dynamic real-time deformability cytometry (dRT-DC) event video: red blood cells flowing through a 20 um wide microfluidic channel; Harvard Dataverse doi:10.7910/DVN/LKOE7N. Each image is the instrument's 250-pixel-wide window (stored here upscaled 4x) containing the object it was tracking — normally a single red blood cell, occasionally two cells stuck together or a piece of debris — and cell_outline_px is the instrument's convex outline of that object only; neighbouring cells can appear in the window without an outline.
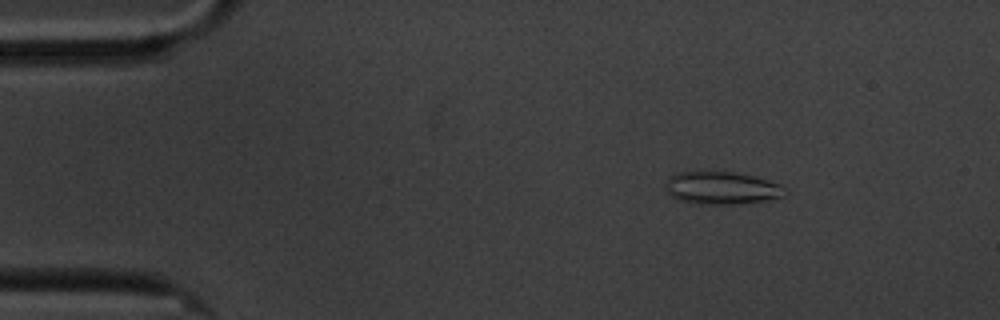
{"species": "common noctule bat (a hibernating species)", "species_latin": "Nyctalus noctula", "temperature_condition": "cold", "stored_images_in_passage": 9, "camera_frame_rate_fps": 3000, "um_per_image_px": 0.085, "animal": {"sex": "male", "body_mass_g": 20.1, "forearm_length_mm": 53.5}, "frame": {"image": 1, "passage_image": 3, "time_ms": 2.333, "image_size_px": [1000, 320], "cell_outline_px": [[788, 192], [784, 196], [768, 200], [744, 204], [696, 204], [676, 200], [664, 188], [668, 176], [676, 172], [736, 172], [768, 180], [780, 184], [788, 188]], "centroid_in_image_um": [61.36, 15.99], "position_along_channel_um": 23.6, "area_um2": 23.18}}
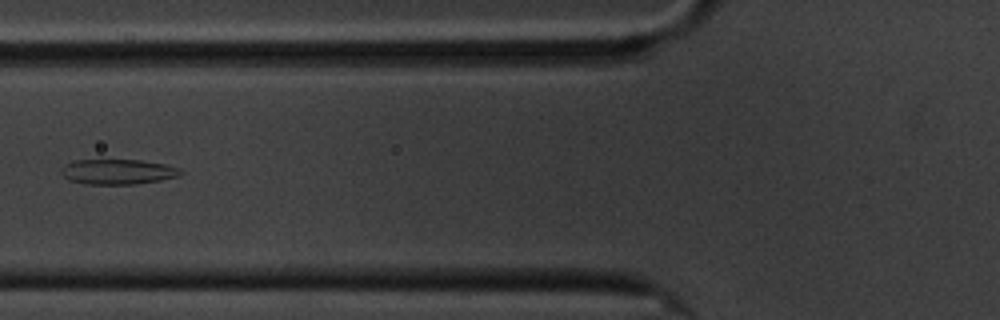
{"frame": {"image": 2, "passage_image": 7, "time_ms": 7.0, "image_size_px": [1000, 320], "cell_outline_px": [[184, 172], [180, 176], [160, 180], [136, 184], [84, 184], [68, 180], [60, 172], [60, 168], [64, 164], [76, 160], [140, 160], [164, 164], [180, 168]], "centroid_in_image_um": [10.0, 14.6], "position_along_channel_um": 115.8, "area_um2": 17.63}}
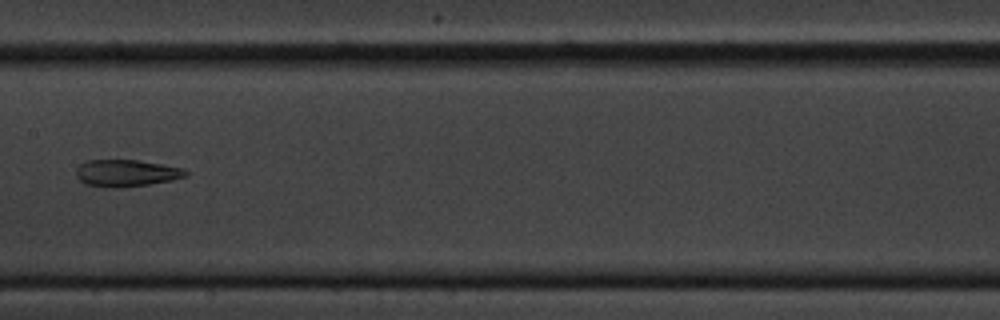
{"frame": {"image": 3, "passage_image": 9, "time_ms": 9.333, "image_size_px": [1000, 320], "cell_outline_px": [[188, 176], [172, 180], [148, 184], [116, 188], [112, 188], [84, 184], [76, 176], [76, 168], [80, 164], [88, 160], [136, 160], [184, 168], [188, 172]], "centroid_in_image_um": [10.73, 14.71], "position_along_channel_um": 196.7, "area_um2": 17.17}}